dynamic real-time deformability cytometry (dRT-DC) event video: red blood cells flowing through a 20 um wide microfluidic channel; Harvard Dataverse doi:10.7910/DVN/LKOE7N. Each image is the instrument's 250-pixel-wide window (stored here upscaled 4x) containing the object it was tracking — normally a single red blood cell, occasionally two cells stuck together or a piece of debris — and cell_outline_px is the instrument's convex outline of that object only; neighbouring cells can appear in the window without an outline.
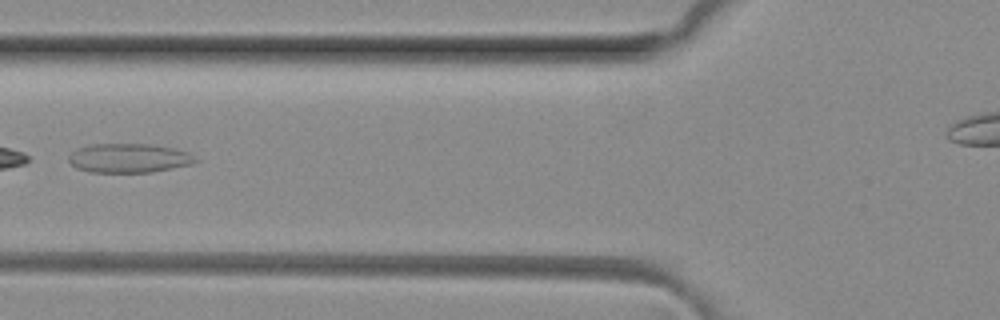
{"species": "common noctule bat (a hibernating species)", "species_latin": "Nyctalus noctula", "temperature_condition": "room temperature", "stored_images_in_passage": 6, "camera_frame_rate_fps": 3000, "um_per_image_px": 0.085, "animal": {"sex": "female", "body_mass_g": 29.2, "forearm_length_mm": 56.3}, "frame": {"image": 1, "passage_image": 4, "time_ms": 1.0, "image_size_px": [1000, 320], "cell_outline_px": [[200, 160], [192, 164], [152, 172], [88, 172], [76, 168], [68, 160], [68, 156], [76, 148], [88, 144], [148, 144], [176, 148], [188, 152]], "centroid_in_image_um": [10.95, 13.43], "position_along_channel_um": 114.9, "area_um2": 21.73}}
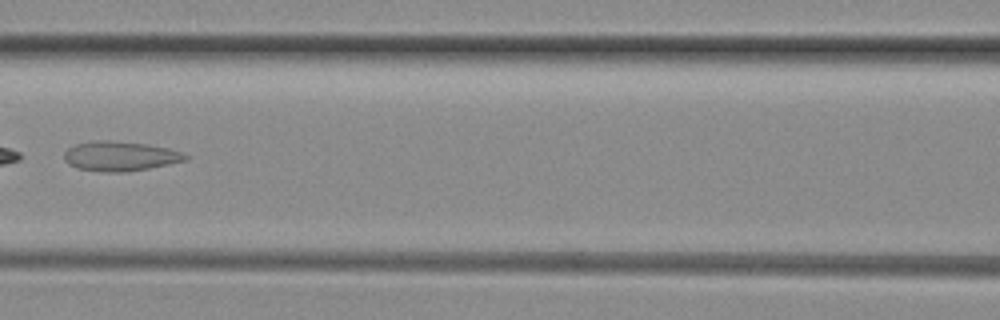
{"frame": {"image": 2, "passage_image": 5, "time_ms": 1.333, "image_size_px": [1000, 320], "cell_outline_px": [[188, 160], [128, 172], [104, 172], [76, 168], [68, 164], [64, 160], [64, 152], [68, 148], [76, 144], [92, 140], [108, 140], [148, 144], [168, 148], [180, 152], [188, 156]], "centroid_in_image_um": [10.17, 13.27], "position_along_channel_um": 156.4, "area_um2": 21.04}}